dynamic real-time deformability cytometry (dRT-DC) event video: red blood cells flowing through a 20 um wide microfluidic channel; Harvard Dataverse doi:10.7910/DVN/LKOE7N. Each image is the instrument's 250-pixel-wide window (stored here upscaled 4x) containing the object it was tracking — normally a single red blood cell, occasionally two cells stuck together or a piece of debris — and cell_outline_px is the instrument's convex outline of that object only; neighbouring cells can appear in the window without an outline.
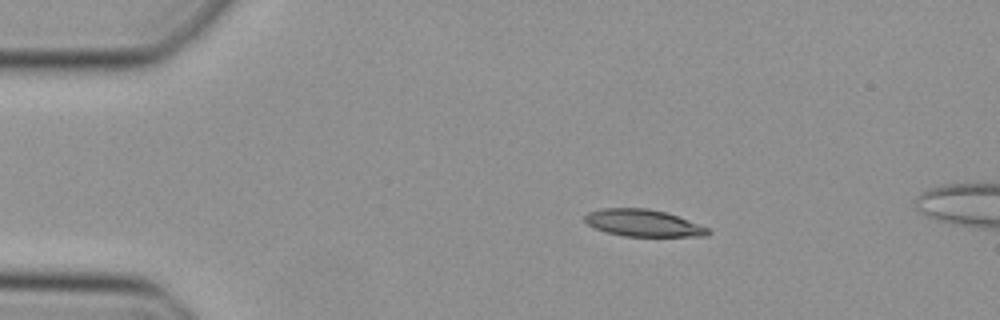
{"species": "Egyptian fruit bat (a non-hibernating species)", "species_latin": "Rousettus aegyptiacus", "temperature_condition": "cold", "stored_images_in_passage": 14, "camera_frame_rate_fps": 3000, "um_per_image_px": 0.085, "animal": {"sex": "female"}, "frame": {"image": 1, "passage_image": 8, "time_ms": 2.333, "image_size_px": [1000, 320], "cell_outline_px": [[712, 232], [708, 236], [624, 236], [608, 232], [596, 228], [588, 224], [584, 220], [584, 216], [588, 212], [604, 208], [648, 208], [668, 212], [708, 228]], "centroid_in_image_um": [54.69, 18.95], "position_along_channel_um": 30.3, "area_um2": 19.31}}